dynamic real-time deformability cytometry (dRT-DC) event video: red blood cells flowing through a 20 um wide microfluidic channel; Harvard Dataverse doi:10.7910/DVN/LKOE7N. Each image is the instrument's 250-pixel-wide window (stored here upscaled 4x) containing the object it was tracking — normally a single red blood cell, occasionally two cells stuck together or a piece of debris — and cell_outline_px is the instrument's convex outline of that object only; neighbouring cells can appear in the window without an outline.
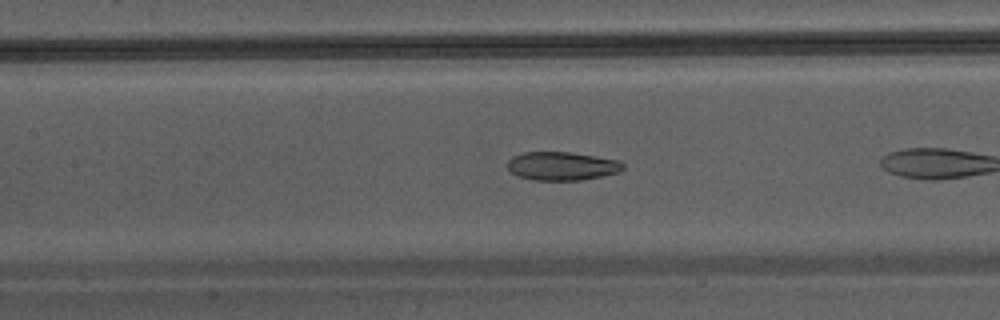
{"species": "Egyptian fruit bat (a non-hibernating species)", "species_latin": "Rousettus aegyptiacus", "temperature_condition": "warm", "stored_images_in_passage": 9, "camera_frame_rate_fps": 3000, "um_per_image_px": 0.085, "animal": {"sex": "male"}, "frame": {"image": 1, "passage_image": 7, "time_ms": 2.0, "image_size_px": [1000, 320], "cell_outline_px": [[624, 168], [620, 172], [580, 180], [532, 180], [516, 176], [508, 168], [508, 160], [512, 156], [524, 152], [568, 152], [596, 156], [616, 160], [624, 164]], "centroid_in_image_um": [47.73, 14.11], "position_along_channel_um": 159.7, "area_um2": 19.13}}